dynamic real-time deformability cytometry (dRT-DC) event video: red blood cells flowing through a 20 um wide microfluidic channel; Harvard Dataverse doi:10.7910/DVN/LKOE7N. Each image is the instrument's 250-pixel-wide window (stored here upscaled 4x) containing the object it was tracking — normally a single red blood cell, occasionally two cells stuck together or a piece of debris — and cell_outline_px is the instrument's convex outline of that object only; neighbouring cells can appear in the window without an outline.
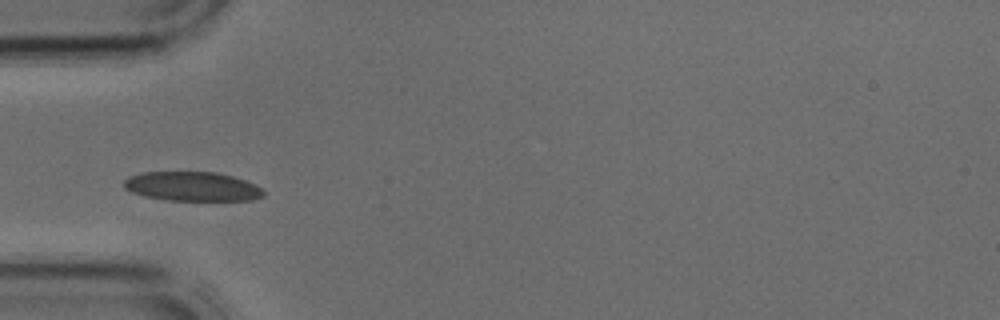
{"species": "common noctule bat (a hibernating species)", "species_latin": "Nyctalus noctula", "temperature_condition": "cold", "stored_images_in_passage": 5, "camera_frame_rate_fps": 3000, "um_per_image_px": 0.085, "animal": {"sex": "male", "body_mass_g": 17.9, "forearm_length_mm": 54.2}, "frame": {"image": 1, "passage_image": 4, "time_ms": 1.0, "image_size_px": [1000, 320], "cell_outline_px": [[264, 196], [252, 200], [168, 200], [144, 196], [132, 192], [124, 188], [124, 180], [132, 176], [144, 172], [216, 172], [232, 176], [256, 184], [264, 192]], "centroid_in_image_um": [16.36, 15.85], "position_along_channel_um": 68.6, "area_um2": 23.64}}